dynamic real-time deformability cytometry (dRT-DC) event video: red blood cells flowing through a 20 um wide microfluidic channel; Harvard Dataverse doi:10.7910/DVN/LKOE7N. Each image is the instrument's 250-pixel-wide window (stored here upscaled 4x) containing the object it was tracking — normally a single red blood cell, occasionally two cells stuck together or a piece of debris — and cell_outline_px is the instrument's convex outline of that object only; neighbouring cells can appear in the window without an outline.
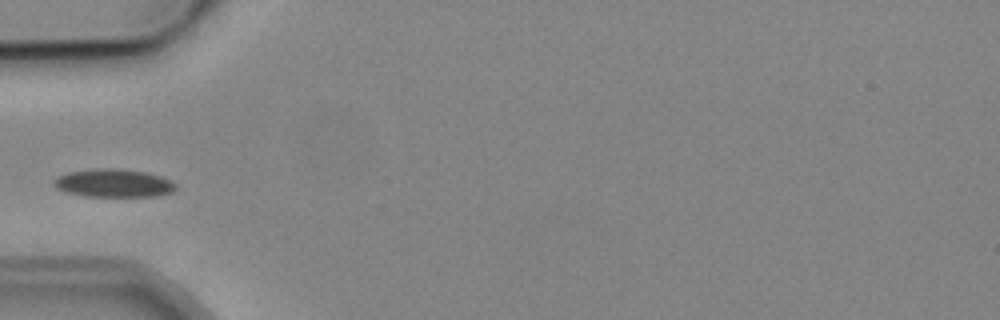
{"species": "common noctule bat (a hibernating species)", "species_latin": "Nyctalus noctula", "temperature_condition": "cold", "stored_images_in_passage": 3, "camera_frame_rate_fps": 3000, "um_per_image_px": 0.085, "animal": {"sex": "male", "body_mass_g": 19.2, "forearm_length_mm": 51.8}, "frame": {"image": 1, "passage_image": 2, "time_ms": 1.333, "image_size_px": [1000, 320], "cell_outline_px": [[176, 188], [172, 192], [156, 196], [84, 196], [68, 192], [56, 188], [52, 184], [60, 176], [68, 172], [100, 168], [112, 168], [144, 172], [160, 176], [176, 184]], "centroid_in_image_um": [9.66, 15.57], "position_along_channel_um": 75.3, "area_um2": 19.59}}